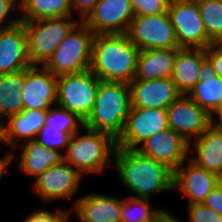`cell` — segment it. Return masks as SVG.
<instances>
[{
	"label": "cell",
	"mask_w": 222,
	"mask_h": 222,
	"mask_svg": "<svg viewBox=\"0 0 222 222\" xmlns=\"http://www.w3.org/2000/svg\"><path fill=\"white\" fill-rule=\"evenodd\" d=\"M113 165L120 180L136 196L150 199L153 194L173 190L174 171L166 164L137 150L117 147Z\"/></svg>",
	"instance_id": "obj_1"
},
{
	"label": "cell",
	"mask_w": 222,
	"mask_h": 222,
	"mask_svg": "<svg viewBox=\"0 0 222 222\" xmlns=\"http://www.w3.org/2000/svg\"><path fill=\"white\" fill-rule=\"evenodd\" d=\"M139 51L127 34L95 35L90 70L101 81L130 83L136 76Z\"/></svg>",
	"instance_id": "obj_2"
},
{
	"label": "cell",
	"mask_w": 222,
	"mask_h": 222,
	"mask_svg": "<svg viewBox=\"0 0 222 222\" xmlns=\"http://www.w3.org/2000/svg\"><path fill=\"white\" fill-rule=\"evenodd\" d=\"M130 109L129 83L100 81L93 110L84 121V127L108 133L117 140L124 130Z\"/></svg>",
	"instance_id": "obj_3"
},
{
	"label": "cell",
	"mask_w": 222,
	"mask_h": 222,
	"mask_svg": "<svg viewBox=\"0 0 222 222\" xmlns=\"http://www.w3.org/2000/svg\"><path fill=\"white\" fill-rule=\"evenodd\" d=\"M83 129L85 135L78 131L70 137L63 162L73 166L82 176L101 173L113 164L117 140L105 132Z\"/></svg>",
	"instance_id": "obj_4"
},
{
	"label": "cell",
	"mask_w": 222,
	"mask_h": 222,
	"mask_svg": "<svg viewBox=\"0 0 222 222\" xmlns=\"http://www.w3.org/2000/svg\"><path fill=\"white\" fill-rule=\"evenodd\" d=\"M95 34L80 21L58 45L44 66L55 76L90 69Z\"/></svg>",
	"instance_id": "obj_5"
},
{
	"label": "cell",
	"mask_w": 222,
	"mask_h": 222,
	"mask_svg": "<svg viewBox=\"0 0 222 222\" xmlns=\"http://www.w3.org/2000/svg\"><path fill=\"white\" fill-rule=\"evenodd\" d=\"M71 17L22 22L27 35L28 56L32 65H44L58 45L80 22Z\"/></svg>",
	"instance_id": "obj_6"
},
{
	"label": "cell",
	"mask_w": 222,
	"mask_h": 222,
	"mask_svg": "<svg viewBox=\"0 0 222 222\" xmlns=\"http://www.w3.org/2000/svg\"><path fill=\"white\" fill-rule=\"evenodd\" d=\"M100 81L90 69L58 76L56 105L85 121L93 110Z\"/></svg>",
	"instance_id": "obj_7"
},
{
	"label": "cell",
	"mask_w": 222,
	"mask_h": 222,
	"mask_svg": "<svg viewBox=\"0 0 222 222\" xmlns=\"http://www.w3.org/2000/svg\"><path fill=\"white\" fill-rule=\"evenodd\" d=\"M168 14L180 48H203L215 43L208 35L196 0H170Z\"/></svg>",
	"instance_id": "obj_8"
},
{
	"label": "cell",
	"mask_w": 222,
	"mask_h": 222,
	"mask_svg": "<svg viewBox=\"0 0 222 222\" xmlns=\"http://www.w3.org/2000/svg\"><path fill=\"white\" fill-rule=\"evenodd\" d=\"M127 35L139 50L180 49L168 12L151 16H135Z\"/></svg>",
	"instance_id": "obj_9"
},
{
	"label": "cell",
	"mask_w": 222,
	"mask_h": 222,
	"mask_svg": "<svg viewBox=\"0 0 222 222\" xmlns=\"http://www.w3.org/2000/svg\"><path fill=\"white\" fill-rule=\"evenodd\" d=\"M168 128L166 109L131 107L117 147L136 150L149 137Z\"/></svg>",
	"instance_id": "obj_10"
},
{
	"label": "cell",
	"mask_w": 222,
	"mask_h": 222,
	"mask_svg": "<svg viewBox=\"0 0 222 222\" xmlns=\"http://www.w3.org/2000/svg\"><path fill=\"white\" fill-rule=\"evenodd\" d=\"M135 17L130 0H99L83 22L98 34H127Z\"/></svg>",
	"instance_id": "obj_11"
},
{
	"label": "cell",
	"mask_w": 222,
	"mask_h": 222,
	"mask_svg": "<svg viewBox=\"0 0 222 222\" xmlns=\"http://www.w3.org/2000/svg\"><path fill=\"white\" fill-rule=\"evenodd\" d=\"M58 76L44 65L24 69V87L21 91L24 109L48 110L57 101Z\"/></svg>",
	"instance_id": "obj_12"
},
{
	"label": "cell",
	"mask_w": 222,
	"mask_h": 222,
	"mask_svg": "<svg viewBox=\"0 0 222 222\" xmlns=\"http://www.w3.org/2000/svg\"><path fill=\"white\" fill-rule=\"evenodd\" d=\"M82 175L65 162L49 167L34 179L33 190L44 202L71 198L78 190Z\"/></svg>",
	"instance_id": "obj_13"
},
{
	"label": "cell",
	"mask_w": 222,
	"mask_h": 222,
	"mask_svg": "<svg viewBox=\"0 0 222 222\" xmlns=\"http://www.w3.org/2000/svg\"><path fill=\"white\" fill-rule=\"evenodd\" d=\"M168 126L188 143L210 126V114L187 95H181L167 109Z\"/></svg>",
	"instance_id": "obj_14"
},
{
	"label": "cell",
	"mask_w": 222,
	"mask_h": 222,
	"mask_svg": "<svg viewBox=\"0 0 222 222\" xmlns=\"http://www.w3.org/2000/svg\"><path fill=\"white\" fill-rule=\"evenodd\" d=\"M136 150L166 164L173 171L185 163L189 152L192 153L189 143L170 128L152 135Z\"/></svg>",
	"instance_id": "obj_15"
},
{
	"label": "cell",
	"mask_w": 222,
	"mask_h": 222,
	"mask_svg": "<svg viewBox=\"0 0 222 222\" xmlns=\"http://www.w3.org/2000/svg\"><path fill=\"white\" fill-rule=\"evenodd\" d=\"M129 86L131 107L167 109L182 95L171 78L134 79Z\"/></svg>",
	"instance_id": "obj_16"
},
{
	"label": "cell",
	"mask_w": 222,
	"mask_h": 222,
	"mask_svg": "<svg viewBox=\"0 0 222 222\" xmlns=\"http://www.w3.org/2000/svg\"><path fill=\"white\" fill-rule=\"evenodd\" d=\"M183 166L184 163L174 171L173 189L185 194L188 204L202 203L222 179L191 160L187 167Z\"/></svg>",
	"instance_id": "obj_17"
},
{
	"label": "cell",
	"mask_w": 222,
	"mask_h": 222,
	"mask_svg": "<svg viewBox=\"0 0 222 222\" xmlns=\"http://www.w3.org/2000/svg\"><path fill=\"white\" fill-rule=\"evenodd\" d=\"M32 66L28 56L27 35L22 22L0 31V74Z\"/></svg>",
	"instance_id": "obj_18"
},
{
	"label": "cell",
	"mask_w": 222,
	"mask_h": 222,
	"mask_svg": "<svg viewBox=\"0 0 222 222\" xmlns=\"http://www.w3.org/2000/svg\"><path fill=\"white\" fill-rule=\"evenodd\" d=\"M123 198L89 193L76 199L73 211L78 222H121V207Z\"/></svg>",
	"instance_id": "obj_19"
},
{
	"label": "cell",
	"mask_w": 222,
	"mask_h": 222,
	"mask_svg": "<svg viewBox=\"0 0 222 222\" xmlns=\"http://www.w3.org/2000/svg\"><path fill=\"white\" fill-rule=\"evenodd\" d=\"M48 110L24 109L16 115L10 116L1 124V141L10 149H14L24 138L35 140L39 131L44 127ZM8 121V122H7ZM7 123V124H6Z\"/></svg>",
	"instance_id": "obj_20"
},
{
	"label": "cell",
	"mask_w": 222,
	"mask_h": 222,
	"mask_svg": "<svg viewBox=\"0 0 222 222\" xmlns=\"http://www.w3.org/2000/svg\"><path fill=\"white\" fill-rule=\"evenodd\" d=\"M206 59L203 48H180L177 51L170 78L182 95H187L197 84L201 65Z\"/></svg>",
	"instance_id": "obj_21"
},
{
	"label": "cell",
	"mask_w": 222,
	"mask_h": 222,
	"mask_svg": "<svg viewBox=\"0 0 222 222\" xmlns=\"http://www.w3.org/2000/svg\"><path fill=\"white\" fill-rule=\"evenodd\" d=\"M191 143L196 156L190 160L222 179V131L209 126L189 147Z\"/></svg>",
	"instance_id": "obj_22"
},
{
	"label": "cell",
	"mask_w": 222,
	"mask_h": 222,
	"mask_svg": "<svg viewBox=\"0 0 222 222\" xmlns=\"http://www.w3.org/2000/svg\"><path fill=\"white\" fill-rule=\"evenodd\" d=\"M187 96L209 114L222 104V78L216 75L208 59L202 63L199 81Z\"/></svg>",
	"instance_id": "obj_23"
},
{
	"label": "cell",
	"mask_w": 222,
	"mask_h": 222,
	"mask_svg": "<svg viewBox=\"0 0 222 222\" xmlns=\"http://www.w3.org/2000/svg\"><path fill=\"white\" fill-rule=\"evenodd\" d=\"M178 50L173 48L140 50L135 79L170 78Z\"/></svg>",
	"instance_id": "obj_24"
},
{
	"label": "cell",
	"mask_w": 222,
	"mask_h": 222,
	"mask_svg": "<svg viewBox=\"0 0 222 222\" xmlns=\"http://www.w3.org/2000/svg\"><path fill=\"white\" fill-rule=\"evenodd\" d=\"M59 152L44 147L36 140L25 141L18 168L36 179L49 167L63 161V154Z\"/></svg>",
	"instance_id": "obj_25"
},
{
	"label": "cell",
	"mask_w": 222,
	"mask_h": 222,
	"mask_svg": "<svg viewBox=\"0 0 222 222\" xmlns=\"http://www.w3.org/2000/svg\"><path fill=\"white\" fill-rule=\"evenodd\" d=\"M24 69L0 74V123L24 110L21 91ZM3 119V120H2Z\"/></svg>",
	"instance_id": "obj_26"
},
{
	"label": "cell",
	"mask_w": 222,
	"mask_h": 222,
	"mask_svg": "<svg viewBox=\"0 0 222 222\" xmlns=\"http://www.w3.org/2000/svg\"><path fill=\"white\" fill-rule=\"evenodd\" d=\"M20 22L71 16L70 0H20Z\"/></svg>",
	"instance_id": "obj_27"
},
{
	"label": "cell",
	"mask_w": 222,
	"mask_h": 222,
	"mask_svg": "<svg viewBox=\"0 0 222 222\" xmlns=\"http://www.w3.org/2000/svg\"><path fill=\"white\" fill-rule=\"evenodd\" d=\"M169 210L152 209L148 199L129 195L122 200L121 222H139L147 219H163Z\"/></svg>",
	"instance_id": "obj_28"
},
{
	"label": "cell",
	"mask_w": 222,
	"mask_h": 222,
	"mask_svg": "<svg viewBox=\"0 0 222 222\" xmlns=\"http://www.w3.org/2000/svg\"><path fill=\"white\" fill-rule=\"evenodd\" d=\"M207 35L222 43V0H196Z\"/></svg>",
	"instance_id": "obj_29"
},
{
	"label": "cell",
	"mask_w": 222,
	"mask_h": 222,
	"mask_svg": "<svg viewBox=\"0 0 222 222\" xmlns=\"http://www.w3.org/2000/svg\"><path fill=\"white\" fill-rule=\"evenodd\" d=\"M44 125L60 129L72 136L80 130V125L84 127V121L77 114L55 105V108L53 106L48 109Z\"/></svg>",
	"instance_id": "obj_30"
},
{
	"label": "cell",
	"mask_w": 222,
	"mask_h": 222,
	"mask_svg": "<svg viewBox=\"0 0 222 222\" xmlns=\"http://www.w3.org/2000/svg\"><path fill=\"white\" fill-rule=\"evenodd\" d=\"M70 137L67 132H62L60 129L50 128L48 125H44L35 140L46 148L59 151L61 148H67Z\"/></svg>",
	"instance_id": "obj_31"
},
{
	"label": "cell",
	"mask_w": 222,
	"mask_h": 222,
	"mask_svg": "<svg viewBox=\"0 0 222 222\" xmlns=\"http://www.w3.org/2000/svg\"><path fill=\"white\" fill-rule=\"evenodd\" d=\"M135 16L165 14L170 0H130Z\"/></svg>",
	"instance_id": "obj_32"
},
{
	"label": "cell",
	"mask_w": 222,
	"mask_h": 222,
	"mask_svg": "<svg viewBox=\"0 0 222 222\" xmlns=\"http://www.w3.org/2000/svg\"><path fill=\"white\" fill-rule=\"evenodd\" d=\"M189 222H222V216L203 203L188 204Z\"/></svg>",
	"instance_id": "obj_33"
},
{
	"label": "cell",
	"mask_w": 222,
	"mask_h": 222,
	"mask_svg": "<svg viewBox=\"0 0 222 222\" xmlns=\"http://www.w3.org/2000/svg\"><path fill=\"white\" fill-rule=\"evenodd\" d=\"M69 212L62 209H57L54 213L47 209L35 210L23 222H67Z\"/></svg>",
	"instance_id": "obj_34"
},
{
	"label": "cell",
	"mask_w": 222,
	"mask_h": 222,
	"mask_svg": "<svg viewBox=\"0 0 222 222\" xmlns=\"http://www.w3.org/2000/svg\"><path fill=\"white\" fill-rule=\"evenodd\" d=\"M18 1L19 0H0V31L16 25L20 21L19 17L6 21L7 16L19 7Z\"/></svg>",
	"instance_id": "obj_35"
},
{
	"label": "cell",
	"mask_w": 222,
	"mask_h": 222,
	"mask_svg": "<svg viewBox=\"0 0 222 222\" xmlns=\"http://www.w3.org/2000/svg\"><path fill=\"white\" fill-rule=\"evenodd\" d=\"M206 58L213 65L216 75L222 78V43H213L205 49Z\"/></svg>",
	"instance_id": "obj_36"
},
{
	"label": "cell",
	"mask_w": 222,
	"mask_h": 222,
	"mask_svg": "<svg viewBox=\"0 0 222 222\" xmlns=\"http://www.w3.org/2000/svg\"><path fill=\"white\" fill-rule=\"evenodd\" d=\"M202 203L222 216V180Z\"/></svg>",
	"instance_id": "obj_37"
},
{
	"label": "cell",
	"mask_w": 222,
	"mask_h": 222,
	"mask_svg": "<svg viewBox=\"0 0 222 222\" xmlns=\"http://www.w3.org/2000/svg\"><path fill=\"white\" fill-rule=\"evenodd\" d=\"M71 1V9L72 11H78L81 19L83 21L89 13L93 10L94 6L99 0H70Z\"/></svg>",
	"instance_id": "obj_38"
},
{
	"label": "cell",
	"mask_w": 222,
	"mask_h": 222,
	"mask_svg": "<svg viewBox=\"0 0 222 222\" xmlns=\"http://www.w3.org/2000/svg\"><path fill=\"white\" fill-rule=\"evenodd\" d=\"M217 114L218 119L215 121V115ZM210 126L214 127L217 130L222 131V104L219 105L211 114H210Z\"/></svg>",
	"instance_id": "obj_39"
},
{
	"label": "cell",
	"mask_w": 222,
	"mask_h": 222,
	"mask_svg": "<svg viewBox=\"0 0 222 222\" xmlns=\"http://www.w3.org/2000/svg\"><path fill=\"white\" fill-rule=\"evenodd\" d=\"M15 155H16V152L15 153L10 152L6 154L4 158H0V180L1 178H3V175L5 174L12 160H14V157H16Z\"/></svg>",
	"instance_id": "obj_40"
},
{
	"label": "cell",
	"mask_w": 222,
	"mask_h": 222,
	"mask_svg": "<svg viewBox=\"0 0 222 222\" xmlns=\"http://www.w3.org/2000/svg\"><path fill=\"white\" fill-rule=\"evenodd\" d=\"M160 222H181L177 217L173 216L172 213H168Z\"/></svg>",
	"instance_id": "obj_41"
},
{
	"label": "cell",
	"mask_w": 222,
	"mask_h": 222,
	"mask_svg": "<svg viewBox=\"0 0 222 222\" xmlns=\"http://www.w3.org/2000/svg\"><path fill=\"white\" fill-rule=\"evenodd\" d=\"M162 219H147L144 221H139V222H160Z\"/></svg>",
	"instance_id": "obj_42"
},
{
	"label": "cell",
	"mask_w": 222,
	"mask_h": 222,
	"mask_svg": "<svg viewBox=\"0 0 222 222\" xmlns=\"http://www.w3.org/2000/svg\"><path fill=\"white\" fill-rule=\"evenodd\" d=\"M0 141H1V123H0Z\"/></svg>",
	"instance_id": "obj_43"
}]
</instances>
